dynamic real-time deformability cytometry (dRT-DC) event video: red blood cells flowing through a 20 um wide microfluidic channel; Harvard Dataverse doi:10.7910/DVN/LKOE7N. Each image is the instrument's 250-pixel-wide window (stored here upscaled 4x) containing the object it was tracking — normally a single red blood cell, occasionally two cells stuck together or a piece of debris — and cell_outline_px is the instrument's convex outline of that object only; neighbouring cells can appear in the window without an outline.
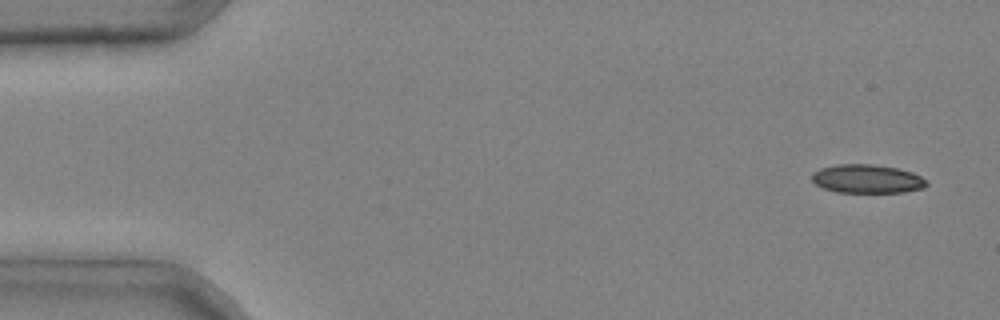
{"species": "common noctule bat (a hibernating species)", "species_latin": "Nyctalus noctula", "temperature_condition": "cold", "stored_images_in_passage": 4, "camera_frame_rate_fps": 3000, "um_per_image_px": 0.085, "animal": {"sex": "male", "body_mass_g": 20.4}, "frame": {"image": 1, "passage_image": 1, "time_ms": 0.0, "image_size_px": [1000, 320], "cell_outline_px": [[928, 184], [924, 188], [904, 192], [836, 192], [824, 188], [816, 184], [812, 180], [812, 172], [820, 168], [836, 164], [872, 164], [896, 168], [912, 172], [928, 180]], "centroid_in_image_um": [73.71, 15.2], "position_along_channel_um": 11.3, "area_um2": 19.19}}
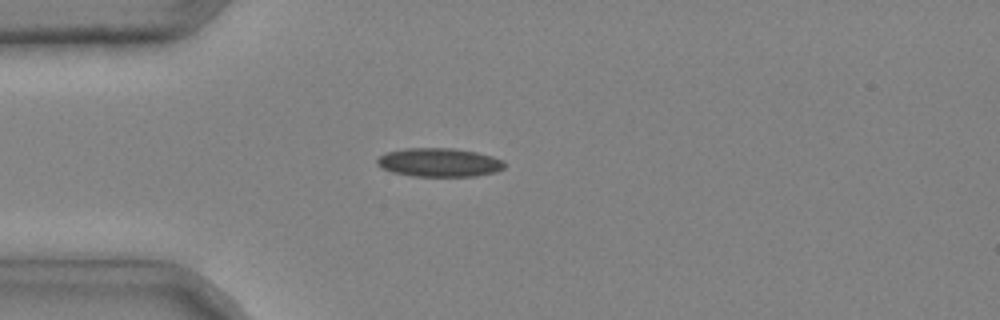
{"frame": {"image": 2, "passage_image": 4, "time_ms": 1.0, "image_size_px": [1000, 320], "cell_outline_px": [[504, 168], [496, 172], [476, 176], [412, 176], [392, 172], [380, 168], [376, 164], [376, 160], [380, 156], [388, 152], [404, 148], [452, 148], [476, 152], [492, 156], [504, 160]], "centroid_in_image_um": [37.32, 13.81], "position_along_channel_um": 47.7, "area_um2": 21.39}}